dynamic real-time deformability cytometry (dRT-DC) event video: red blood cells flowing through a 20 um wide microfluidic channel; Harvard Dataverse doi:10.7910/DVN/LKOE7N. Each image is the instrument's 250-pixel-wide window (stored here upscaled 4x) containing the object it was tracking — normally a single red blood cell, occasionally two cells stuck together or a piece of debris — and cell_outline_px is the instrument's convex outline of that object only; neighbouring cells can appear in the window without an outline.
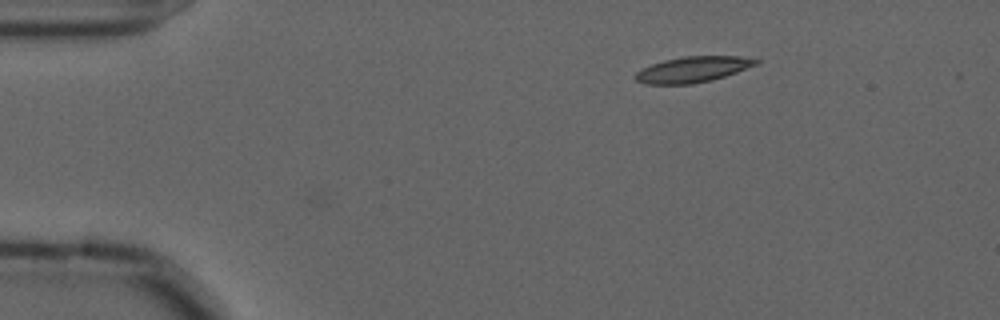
{"species": "common noctule bat (a hibernating species)", "species_latin": "Nyctalus noctula", "temperature_condition": "cold", "stored_images_in_passage": 41, "camera_frame_rate_fps": 3000, "um_per_image_px": 0.085, "animal": {"sex": "male", "forearm_length_mm": 52.5}, "frame": {"image": 1, "passage_image": 1, "time_ms": 0.0, "image_size_px": [1000, 320], "cell_outline_px": [[760, 60], [756, 64], [736, 72], [712, 80], [692, 84], [644, 84], [636, 80], [632, 76], [636, 72], [652, 64], [664, 60], [684, 56], [740, 56]], "centroid_in_image_um": [58.84, 5.91], "position_along_channel_um": 26.2, "area_um2": 17.98}}
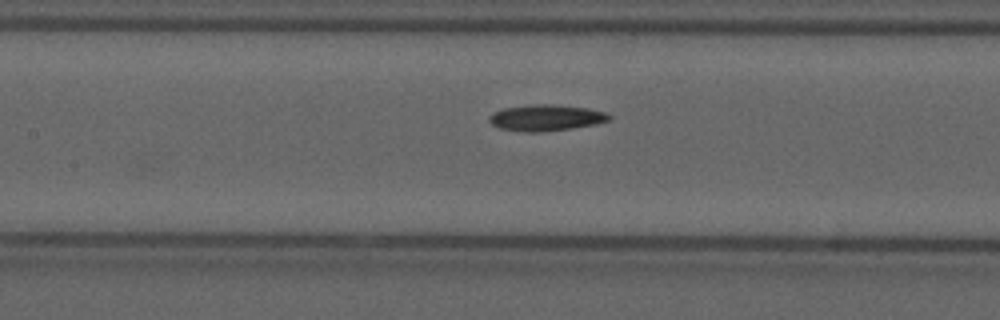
{"frame": {"image": 2, "passage_image": 18, "time_ms": 5.667, "image_size_px": [1000, 320], "cell_outline_px": [[612, 120], [596, 124], [572, 128], [544, 132], [524, 132], [500, 128], [492, 124], [488, 120], [488, 116], [492, 112], [504, 108], [532, 104], [556, 104], [588, 108], [604, 112], [612, 116]], "centroid_in_image_um": [46.41, 10.0], "position_along_channel_um": 161.0, "area_um2": 18.55}}
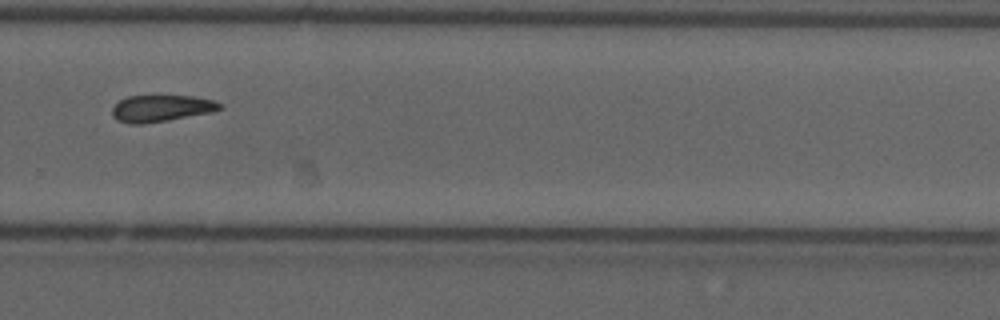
{"frame": {"image": 3, "passage_image": 31, "time_ms": 10.0, "image_size_px": [1000, 320], "cell_outline_px": [[224, 108], [208, 112], [144, 124], [132, 124], [116, 120], [112, 116], [112, 108], [120, 100], [128, 96], [192, 96], [216, 100]], "centroid_in_image_um": [13.67, 9.2], "position_along_channel_um": 316.1, "area_um2": 16.47}}